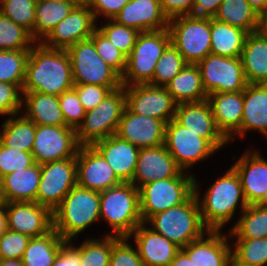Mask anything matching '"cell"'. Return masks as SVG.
<instances>
[{"instance_id":"cell-1","label":"cell","mask_w":267,"mask_h":266,"mask_svg":"<svg viewBox=\"0 0 267 266\" xmlns=\"http://www.w3.org/2000/svg\"><path fill=\"white\" fill-rule=\"evenodd\" d=\"M198 181L195 176L194 194L199 204L202 221L209 230H223L235 218L238 208L241 214L248 206L243 195L240 177L232 166L223 175H219V178L208 188L206 187V191H203L204 195L201 194V183Z\"/></svg>"},{"instance_id":"cell-2","label":"cell","mask_w":267,"mask_h":266,"mask_svg":"<svg viewBox=\"0 0 267 266\" xmlns=\"http://www.w3.org/2000/svg\"><path fill=\"white\" fill-rule=\"evenodd\" d=\"M73 86L68 52L36 42L30 49L22 92L59 96Z\"/></svg>"},{"instance_id":"cell-3","label":"cell","mask_w":267,"mask_h":266,"mask_svg":"<svg viewBox=\"0 0 267 266\" xmlns=\"http://www.w3.org/2000/svg\"><path fill=\"white\" fill-rule=\"evenodd\" d=\"M100 220V192L75 185L53 211V228L66 241Z\"/></svg>"},{"instance_id":"cell-4","label":"cell","mask_w":267,"mask_h":266,"mask_svg":"<svg viewBox=\"0 0 267 266\" xmlns=\"http://www.w3.org/2000/svg\"><path fill=\"white\" fill-rule=\"evenodd\" d=\"M109 232L104 235L128 237L142 223L139 189L132 183H121L100 192V220ZM111 231V232H110Z\"/></svg>"},{"instance_id":"cell-5","label":"cell","mask_w":267,"mask_h":266,"mask_svg":"<svg viewBox=\"0 0 267 266\" xmlns=\"http://www.w3.org/2000/svg\"><path fill=\"white\" fill-rule=\"evenodd\" d=\"M145 223L180 248L209 230L202 221L194 193L184 203L151 216Z\"/></svg>"},{"instance_id":"cell-6","label":"cell","mask_w":267,"mask_h":266,"mask_svg":"<svg viewBox=\"0 0 267 266\" xmlns=\"http://www.w3.org/2000/svg\"><path fill=\"white\" fill-rule=\"evenodd\" d=\"M170 44L168 29L140 32L131 54L127 57L122 86L149 84L153 79L157 61Z\"/></svg>"},{"instance_id":"cell-7","label":"cell","mask_w":267,"mask_h":266,"mask_svg":"<svg viewBox=\"0 0 267 266\" xmlns=\"http://www.w3.org/2000/svg\"><path fill=\"white\" fill-rule=\"evenodd\" d=\"M196 174L181 171L176 177L149 182L139 188L143 222L151 216L184 203L194 193Z\"/></svg>"},{"instance_id":"cell-8","label":"cell","mask_w":267,"mask_h":266,"mask_svg":"<svg viewBox=\"0 0 267 266\" xmlns=\"http://www.w3.org/2000/svg\"><path fill=\"white\" fill-rule=\"evenodd\" d=\"M126 108L125 86L112 90L95 108L85 113L76 130L80 146L94 143L114 135Z\"/></svg>"},{"instance_id":"cell-9","label":"cell","mask_w":267,"mask_h":266,"mask_svg":"<svg viewBox=\"0 0 267 266\" xmlns=\"http://www.w3.org/2000/svg\"><path fill=\"white\" fill-rule=\"evenodd\" d=\"M171 43L188 64H197L211 53V18L192 15L169 20Z\"/></svg>"},{"instance_id":"cell-10","label":"cell","mask_w":267,"mask_h":266,"mask_svg":"<svg viewBox=\"0 0 267 266\" xmlns=\"http://www.w3.org/2000/svg\"><path fill=\"white\" fill-rule=\"evenodd\" d=\"M71 60L74 84H95L108 88L122 86V77L97 54L89 38L66 49Z\"/></svg>"},{"instance_id":"cell-11","label":"cell","mask_w":267,"mask_h":266,"mask_svg":"<svg viewBox=\"0 0 267 266\" xmlns=\"http://www.w3.org/2000/svg\"><path fill=\"white\" fill-rule=\"evenodd\" d=\"M164 145L177 166L190 173L192 172L189 169L194 165L219 152L207 139L189 131L175 119L166 124Z\"/></svg>"},{"instance_id":"cell-12","label":"cell","mask_w":267,"mask_h":266,"mask_svg":"<svg viewBox=\"0 0 267 266\" xmlns=\"http://www.w3.org/2000/svg\"><path fill=\"white\" fill-rule=\"evenodd\" d=\"M207 95L243 91L248 85L240 57H223L210 53L196 64Z\"/></svg>"},{"instance_id":"cell-13","label":"cell","mask_w":267,"mask_h":266,"mask_svg":"<svg viewBox=\"0 0 267 266\" xmlns=\"http://www.w3.org/2000/svg\"><path fill=\"white\" fill-rule=\"evenodd\" d=\"M75 185H77L76 158L42 164L35 202L53 212Z\"/></svg>"},{"instance_id":"cell-14","label":"cell","mask_w":267,"mask_h":266,"mask_svg":"<svg viewBox=\"0 0 267 266\" xmlns=\"http://www.w3.org/2000/svg\"><path fill=\"white\" fill-rule=\"evenodd\" d=\"M80 145L76 130L69 126L35 125L32 147L34 161L40 165L76 158Z\"/></svg>"},{"instance_id":"cell-15","label":"cell","mask_w":267,"mask_h":266,"mask_svg":"<svg viewBox=\"0 0 267 266\" xmlns=\"http://www.w3.org/2000/svg\"><path fill=\"white\" fill-rule=\"evenodd\" d=\"M126 108L142 116L160 119L166 124L174 119L177 103L166 87L150 84L125 86Z\"/></svg>"},{"instance_id":"cell-16","label":"cell","mask_w":267,"mask_h":266,"mask_svg":"<svg viewBox=\"0 0 267 266\" xmlns=\"http://www.w3.org/2000/svg\"><path fill=\"white\" fill-rule=\"evenodd\" d=\"M97 29V21L88 4H77L41 41L49 48L67 49L89 39Z\"/></svg>"},{"instance_id":"cell-17","label":"cell","mask_w":267,"mask_h":266,"mask_svg":"<svg viewBox=\"0 0 267 266\" xmlns=\"http://www.w3.org/2000/svg\"><path fill=\"white\" fill-rule=\"evenodd\" d=\"M174 119L189 131L207 139L218 151L229 144L217 128L208 100L177 104Z\"/></svg>"},{"instance_id":"cell-18","label":"cell","mask_w":267,"mask_h":266,"mask_svg":"<svg viewBox=\"0 0 267 266\" xmlns=\"http://www.w3.org/2000/svg\"><path fill=\"white\" fill-rule=\"evenodd\" d=\"M7 228L30 238L42 236L53 229V212L36 202L5 203Z\"/></svg>"},{"instance_id":"cell-19","label":"cell","mask_w":267,"mask_h":266,"mask_svg":"<svg viewBox=\"0 0 267 266\" xmlns=\"http://www.w3.org/2000/svg\"><path fill=\"white\" fill-rule=\"evenodd\" d=\"M77 185L102 192L122 182L108 162L92 147L80 146L77 156Z\"/></svg>"},{"instance_id":"cell-20","label":"cell","mask_w":267,"mask_h":266,"mask_svg":"<svg viewBox=\"0 0 267 266\" xmlns=\"http://www.w3.org/2000/svg\"><path fill=\"white\" fill-rule=\"evenodd\" d=\"M166 123L150 116H142L125 108L115 135L139 149L158 147L165 141Z\"/></svg>"},{"instance_id":"cell-21","label":"cell","mask_w":267,"mask_h":266,"mask_svg":"<svg viewBox=\"0 0 267 266\" xmlns=\"http://www.w3.org/2000/svg\"><path fill=\"white\" fill-rule=\"evenodd\" d=\"M251 147L237 158L232 167L238 173L243 195L248 205L257 204L267 190V159Z\"/></svg>"},{"instance_id":"cell-22","label":"cell","mask_w":267,"mask_h":266,"mask_svg":"<svg viewBox=\"0 0 267 266\" xmlns=\"http://www.w3.org/2000/svg\"><path fill=\"white\" fill-rule=\"evenodd\" d=\"M229 241L226 231L208 230L182 249L194 266H232V245Z\"/></svg>"},{"instance_id":"cell-23","label":"cell","mask_w":267,"mask_h":266,"mask_svg":"<svg viewBox=\"0 0 267 266\" xmlns=\"http://www.w3.org/2000/svg\"><path fill=\"white\" fill-rule=\"evenodd\" d=\"M181 171L164 144L141 148L131 183L139 189L149 182L176 177Z\"/></svg>"},{"instance_id":"cell-24","label":"cell","mask_w":267,"mask_h":266,"mask_svg":"<svg viewBox=\"0 0 267 266\" xmlns=\"http://www.w3.org/2000/svg\"><path fill=\"white\" fill-rule=\"evenodd\" d=\"M128 238L134 242L144 266H168L181 249L145 222L140 223Z\"/></svg>"},{"instance_id":"cell-25","label":"cell","mask_w":267,"mask_h":266,"mask_svg":"<svg viewBox=\"0 0 267 266\" xmlns=\"http://www.w3.org/2000/svg\"><path fill=\"white\" fill-rule=\"evenodd\" d=\"M92 147L108 162L121 182L131 183L140 151L138 147L115 134Z\"/></svg>"},{"instance_id":"cell-26","label":"cell","mask_w":267,"mask_h":266,"mask_svg":"<svg viewBox=\"0 0 267 266\" xmlns=\"http://www.w3.org/2000/svg\"><path fill=\"white\" fill-rule=\"evenodd\" d=\"M113 20L139 32L168 29L169 24L160 0H130Z\"/></svg>"},{"instance_id":"cell-27","label":"cell","mask_w":267,"mask_h":266,"mask_svg":"<svg viewBox=\"0 0 267 266\" xmlns=\"http://www.w3.org/2000/svg\"><path fill=\"white\" fill-rule=\"evenodd\" d=\"M258 131L267 139V84H251L243 90V115L240 130L229 140L244 139Z\"/></svg>"},{"instance_id":"cell-28","label":"cell","mask_w":267,"mask_h":266,"mask_svg":"<svg viewBox=\"0 0 267 266\" xmlns=\"http://www.w3.org/2000/svg\"><path fill=\"white\" fill-rule=\"evenodd\" d=\"M211 105L217 128L229 141L241 128L243 91L212 93L207 99Z\"/></svg>"},{"instance_id":"cell-29","label":"cell","mask_w":267,"mask_h":266,"mask_svg":"<svg viewBox=\"0 0 267 266\" xmlns=\"http://www.w3.org/2000/svg\"><path fill=\"white\" fill-rule=\"evenodd\" d=\"M41 165L7 174L0 179L2 199L7 202H35L40 183Z\"/></svg>"},{"instance_id":"cell-30","label":"cell","mask_w":267,"mask_h":266,"mask_svg":"<svg viewBox=\"0 0 267 266\" xmlns=\"http://www.w3.org/2000/svg\"><path fill=\"white\" fill-rule=\"evenodd\" d=\"M22 114L35 125L66 126L58 96L22 92ZM25 111V112H24Z\"/></svg>"},{"instance_id":"cell-31","label":"cell","mask_w":267,"mask_h":266,"mask_svg":"<svg viewBox=\"0 0 267 266\" xmlns=\"http://www.w3.org/2000/svg\"><path fill=\"white\" fill-rule=\"evenodd\" d=\"M240 58L248 83L267 84V37L249 33Z\"/></svg>"},{"instance_id":"cell-32","label":"cell","mask_w":267,"mask_h":266,"mask_svg":"<svg viewBox=\"0 0 267 266\" xmlns=\"http://www.w3.org/2000/svg\"><path fill=\"white\" fill-rule=\"evenodd\" d=\"M165 87L177 104L208 99L196 64H187Z\"/></svg>"},{"instance_id":"cell-33","label":"cell","mask_w":267,"mask_h":266,"mask_svg":"<svg viewBox=\"0 0 267 266\" xmlns=\"http://www.w3.org/2000/svg\"><path fill=\"white\" fill-rule=\"evenodd\" d=\"M249 33L211 18V53L223 57H241Z\"/></svg>"},{"instance_id":"cell-34","label":"cell","mask_w":267,"mask_h":266,"mask_svg":"<svg viewBox=\"0 0 267 266\" xmlns=\"http://www.w3.org/2000/svg\"><path fill=\"white\" fill-rule=\"evenodd\" d=\"M65 242L54 228L42 236L31 238L22 257L23 266H52Z\"/></svg>"},{"instance_id":"cell-35","label":"cell","mask_w":267,"mask_h":266,"mask_svg":"<svg viewBox=\"0 0 267 266\" xmlns=\"http://www.w3.org/2000/svg\"><path fill=\"white\" fill-rule=\"evenodd\" d=\"M0 126V142L19 151L32 152L35 124L22 113L8 116Z\"/></svg>"},{"instance_id":"cell-36","label":"cell","mask_w":267,"mask_h":266,"mask_svg":"<svg viewBox=\"0 0 267 266\" xmlns=\"http://www.w3.org/2000/svg\"><path fill=\"white\" fill-rule=\"evenodd\" d=\"M77 5L75 1L37 0L35 10L34 40L41 42Z\"/></svg>"},{"instance_id":"cell-37","label":"cell","mask_w":267,"mask_h":266,"mask_svg":"<svg viewBox=\"0 0 267 266\" xmlns=\"http://www.w3.org/2000/svg\"><path fill=\"white\" fill-rule=\"evenodd\" d=\"M227 232L230 239L267 237V208L248 205Z\"/></svg>"},{"instance_id":"cell-38","label":"cell","mask_w":267,"mask_h":266,"mask_svg":"<svg viewBox=\"0 0 267 266\" xmlns=\"http://www.w3.org/2000/svg\"><path fill=\"white\" fill-rule=\"evenodd\" d=\"M257 17L247 0H223L213 18L251 33L256 31Z\"/></svg>"},{"instance_id":"cell-39","label":"cell","mask_w":267,"mask_h":266,"mask_svg":"<svg viewBox=\"0 0 267 266\" xmlns=\"http://www.w3.org/2000/svg\"><path fill=\"white\" fill-rule=\"evenodd\" d=\"M230 240L233 266H267V237Z\"/></svg>"},{"instance_id":"cell-40","label":"cell","mask_w":267,"mask_h":266,"mask_svg":"<svg viewBox=\"0 0 267 266\" xmlns=\"http://www.w3.org/2000/svg\"><path fill=\"white\" fill-rule=\"evenodd\" d=\"M120 238L111 235L85 238L80 243L81 266H110L112 247Z\"/></svg>"},{"instance_id":"cell-41","label":"cell","mask_w":267,"mask_h":266,"mask_svg":"<svg viewBox=\"0 0 267 266\" xmlns=\"http://www.w3.org/2000/svg\"><path fill=\"white\" fill-rule=\"evenodd\" d=\"M29 54L30 50H0V82L15 84L22 90Z\"/></svg>"},{"instance_id":"cell-42","label":"cell","mask_w":267,"mask_h":266,"mask_svg":"<svg viewBox=\"0 0 267 266\" xmlns=\"http://www.w3.org/2000/svg\"><path fill=\"white\" fill-rule=\"evenodd\" d=\"M35 43L28 30L0 13V50H30Z\"/></svg>"},{"instance_id":"cell-43","label":"cell","mask_w":267,"mask_h":266,"mask_svg":"<svg viewBox=\"0 0 267 266\" xmlns=\"http://www.w3.org/2000/svg\"><path fill=\"white\" fill-rule=\"evenodd\" d=\"M187 64L171 43L157 61L153 79L149 84L165 87Z\"/></svg>"},{"instance_id":"cell-44","label":"cell","mask_w":267,"mask_h":266,"mask_svg":"<svg viewBox=\"0 0 267 266\" xmlns=\"http://www.w3.org/2000/svg\"><path fill=\"white\" fill-rule=\"evenodd\" d=\"M37 0H0V13L31 33L34 39Z\"/></svg>"},{"instance_id":"cell-45","label":"cell","mask_w":267,"mask_h":266,"mask_svg":"<svg viewBox=\"0 0 267 266\" xmlns=\"http://www.w3.org/2000/svg\"><path fill=\"white\" fill-rule=\"evenodd\" d=\"M97 29L127 57L131 54L140 33L138 30L121 25L113 19H106L100 25L97 23Z\"/></svg>"},{"instance_id":"cell-46","label":"cell","mask_w":267,"mask_h":266,"mask_svg":"<svg viewBox=\"0 0 267 266\" xmlns=\"http://www.w3.org/2000/svg\"><path fill=\"white\" fill-rule=\"evenodd\" d=\"M90 39L93 41L97 54L102 60L122 77L127 68V56L115 47L98 29L93 32Z\"/></svg>"},{"instance_id":"cell-47","label":"cell","mask_w":267,"mask_h":266,"mask_svg":"<svg viewBox=\"0 0 267 266\" xmlns=\"http://www.w3.org/2000/svg\"><path fill=\"white\" fill-rule=\"evenodd\" d=\"M34 163L31 152L12 149L0 142V179L7 174L26 169Z\"/></svg>"},{"instance_id":"cell-48","label":"cell","mask_w":267,"mask_h":266,"mask_svg":"<svg viewBox=\"0 0 267 266\" xmlns=\"http://www.w3.org/2000/svg\"><path fill=\"white\" fill-rule=\"evenodd\" d=\"M58 102L66 126L77 130L82 124L86 113L77 92L73 88L63 92L58 96Z\"/></svg>"},{"instance_id":"cell-49","label":"cell","mask_w":267,"mask_h":266,"mask_svg":"<svg viewBox=\"0 0 267 266\" xmlns=\"http://www.w3.org/2000/svg\"><path fill=\"white\" fill-rule=\"evenodd\" d=\"M130 242L128 237H121L113 245L110 266H144L136 246Z\"/></svg>"},{"instance_id":"cell-50","label":"cell","mask_w":267,"mask_h":266,"mask_svg":"<svg viewBox=\"0 0 267 266\" xmlns=\"http://www.w3.org/2000/svg\"><path fill=\"white\" fill-rule=\"evenodd\" d=\"M30 239L27 235L7 229L0 236V259H22Z\"/></svg>"},{"instance_id":"cell-51","label":"cell","mask_w":267,"mask_h":266,"mask_svg":"<svg viewBox=\"0 0 267 266\" xmlns=\"http://www.w3.org/2000/svg\"><path fill=\"white\" fill-rule=\"evenodd\" d=\"M22 90L15 84L0 82V116L2 118L22 112Z\"/></svg>"},{"instance_id":"cell-52","label":"cell","mask_w":267,"mask_h":266,"mask_svg":"<svg viewBox=\"0 0 267 266\" xmlns=\"http://www.w3.org/2000/svg\"><path fill=\"white\" fill-rule=\"evenodd\" d=\"M73 89L77 92L79 100L85 111L95 108L112 90L95 84H74Z\"/></svg>"},{"instance_id":"cell-53","label":"cell","mask_w":267,"mask_h":266,"mask_svg":"<svg viewBox=\"0 0 267 266\" xmlns=\"http://www.w3.org/2000/svg\"><path fill=\"white\" fill-rule=\"evenodd\" d=\"M129 1L130 0H90L88 5L98 23L101 17L104 18V20L114 19L123 6Z\"/></svg>"},{"instance_id":"cell-54","label":"cell","mask_w":267,"mask_h":266,"mask_svg":"<svg viewBox=\"0 0 267 266\" xmlns=\"http://www.w3.org/2000/svg\"><path fill=\"white\" fill-rule=\"evenodd\" d=\"M76 241V239L66 241L61 246L52 266H81L80 244H74Z\"/></svg>"},{"instance_id":"cell-55","label":"cell","mask_w":267,"mask_h":266,"mask_svg":"<svg viewBox=\"0 0 267 266\" xmlns=\"http://www.w3.org/2000/svg\"><path fill=\"white\" fill-rule=\"evenodd\" d=\"M195 0H160L163 14L168 20L178 17L192 15Z\"/></svg>"},{"instance_id":"cell-56","label":"cell","mask_w":267,"mask_h":266,"mask_svg":"<svg viewBox=\"0 0 267 266\" xmlns=\"http://www.w3.org/2000/svg\"><path fill=\"white\" fill-rule=\"evenodd\" d=\"M223 0H195L192 16L213 18Z\"/></svg>"},{"instance_id":"cell-57","label":"cell","mask_w":267,"mask_h":266,"mask_svg":"<svg viewBox=\"0 0 267 266\" xmlns=\"http://www.w3.org/2000/svg\"><path fill=\"white\" fill-rule=\"evenodd\" d=\"M168 266H194L188 254L181 248Z\"/></svg>"},{"instance_id":"cell-58","label":"cell","mask_w":267,"mask_h":266,"mask_svg":"<svg viewBox=\"0 0 267 266\" xmlns=\"http://www.w3.org/2000/svg\"><path fill=\"white\" fill-rule=\"evenodd\" d=\"M256 32L264 37H267V5L257 17Z\"/></svg>"},{"instance_id":"cell-59","label":"cell","mask_w":267,"mask_h":266,"mask_svg":"<svg viewBox=\"0 0 267 266\" xmlns=\"http://www.w3.org/2000/svg\"><path fill=\"white\" fill-rule=\"evenodd\" d=\"M7 215L5 202L0 205V236L7 230Z\"/></svg>"},{"instance_id":"cell-60","label":"cell","mask_w":267,"mask_h":266,"mask_svg":"<svg viewBox=\"0 0 267 266\" xmlns=\"http://www.w3.org/2000/svg\"><path fill=\"white\" fill-rule=\"evenodd\" d=\"M251 8L257 13V15L264 10L267 5V0H247Z\"/></svg>"},{"instance_id":"cell-61","label":"cell","mask_w":267,"mask_h":266,"mask_svg":"<svg viewBox=\"0 0 267 266\" xmlns=\"http://www.w3.org/2000/svg\"><path fill=\"white\" fill-rule=\"evenodd\" d=\"M0 266H23L22 259H0Z\"/></svg>"},{"instance_id":"cell-62","label":"cell","mask_w":267,"mask_h":266,"mask_svg":"<svg viewBox=\"0 0 267 266\" xmlns=\"http://www.w3.org/2000/svg\"><path fill=\"white\" fill-rule=\"evenodd\" d=\"M259 207L267 208V190L260 201L256 204Z\"/></svg>"},{"instance_id":"cell-63","label":"cell","mask_w":267,"mask_h":266,"mask_svg":"<svg viewBox=\"0 0 267 266\" xmlns=\"http://www.w3.org/2000/svg\"><path fill=\"white\" fill-rule=\"evenodd\" d=\"M77 4H88L90 0H74Z\"/></svg>"},{"instance_id":"cell-64","label":"cell","mask_w":267,"mask_h":266,"mask_svg":"<svg viewBox=\"0 0 267 266\" xmlns=\"http://www.w3.org/2000/svg\"><path fill=\"white\" fill-rule=\"evenodd\" d=\"M3 203H4V201L2 199V194H1V189H0V205L3 204Z\"/></svg>"},{"instance_id":"cell-65","label":"cell","mask_w":267,"mask_h":266,"mask_svg":"<svg viewBox=\"0 0 267 266\" xmlns=\"http://www.w3.org/2000/svg\"><path fill=\"white\" fill-rule=\"evenodd\" d=\"M47 1H60V2H64V1H74V0H47Z\"/></svg>"}]
</instances>
